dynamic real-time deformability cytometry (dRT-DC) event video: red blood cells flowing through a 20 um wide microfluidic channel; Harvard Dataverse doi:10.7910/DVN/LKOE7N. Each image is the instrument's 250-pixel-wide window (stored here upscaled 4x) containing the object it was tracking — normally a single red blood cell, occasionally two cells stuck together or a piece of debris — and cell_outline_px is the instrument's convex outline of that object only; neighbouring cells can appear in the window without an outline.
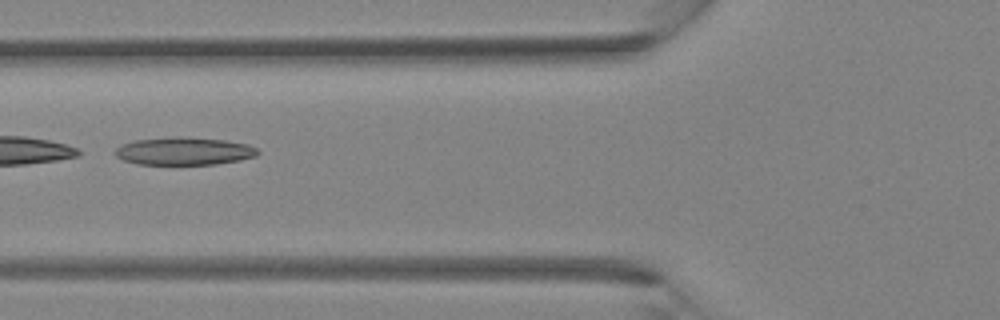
{"species": "Egyptian fruit bat (a non-hibernating species)", "species_latin": "Rousettus aegyptiacus", "temperature_condition": "room temperature", "stored_images_in_passage": 5, "camera_frame_rate_fps": 3000, "um_per_image_px": 0.085, "animal": {"sex": "female"}, "frame": {"image": 1, "passage_image": 5, "time_ms": 4.333, "image_size_px": [1000, 320], "cell_outline_px": [[260, 152], [256, 156], [240, 160], [216, 164], [136, 164], [124, 160], [116, 156], [112, 152], [120, 144], [136, 140], [224, 140], [248, 144], [256, 148]], "centroid_in_image_um": [15.65, 12.9], "position_along_channel_um": 110.2, "area_um2": 21.85}}